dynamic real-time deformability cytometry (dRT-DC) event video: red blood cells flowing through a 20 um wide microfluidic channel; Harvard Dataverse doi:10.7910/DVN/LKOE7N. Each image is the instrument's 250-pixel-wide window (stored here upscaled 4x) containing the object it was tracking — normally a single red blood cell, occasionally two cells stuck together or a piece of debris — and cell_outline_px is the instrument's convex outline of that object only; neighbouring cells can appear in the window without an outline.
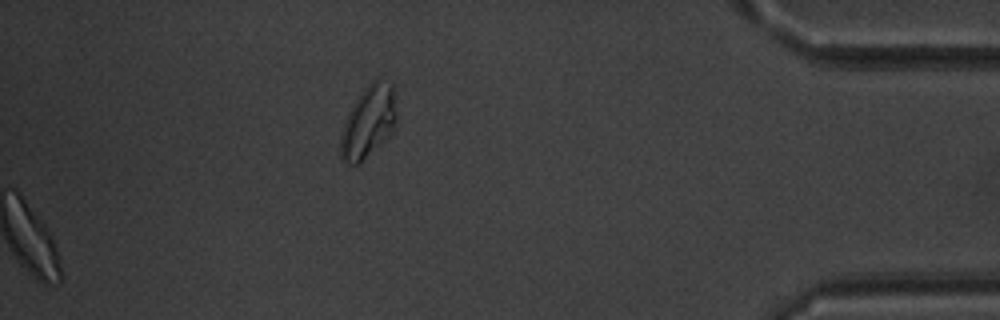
{"species": "common noctule bat (a hibernating species)", "species_latin": "Nyctalus noctula", "temperature_condition": "warm", "stored_images_in_passage": 50, "segment_of_instrument_passage": [2, 2], "camera_frame_rate_fps": 3000, "um_per_image_px": 0.085, "animal": {"sex": "male", "body_mass_g": 20.1, "forearm_length_mm": 53.5}, "frame": {"image": 1, "passage_image": 50, "time_ms": 16.333, "image_size_px": [1000, 320], "cell_outline_px": [[396, 120], [392, 132], [380, 144], [356, 164], [348, 164], [340, 156], [340, 136], [344, 120], [352, 104], [364, 88], [372, 80], [376, 80], [392, 84], [396, 116]], "centroid_in_image_um": [31.27, 10.35], "position_along_channel_um": 403.9, "area_um2": 23.0}}